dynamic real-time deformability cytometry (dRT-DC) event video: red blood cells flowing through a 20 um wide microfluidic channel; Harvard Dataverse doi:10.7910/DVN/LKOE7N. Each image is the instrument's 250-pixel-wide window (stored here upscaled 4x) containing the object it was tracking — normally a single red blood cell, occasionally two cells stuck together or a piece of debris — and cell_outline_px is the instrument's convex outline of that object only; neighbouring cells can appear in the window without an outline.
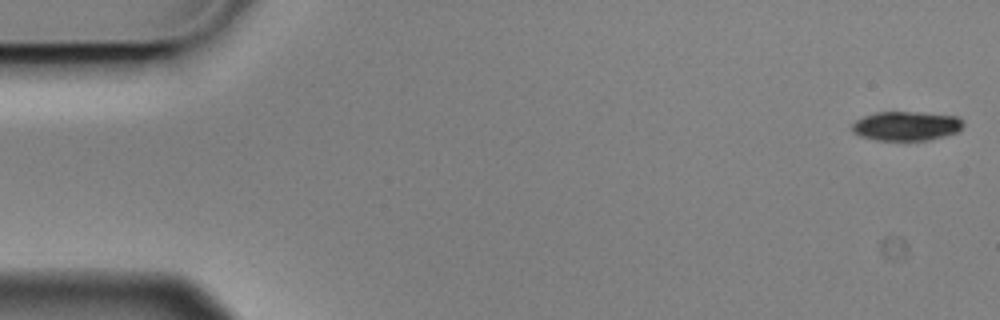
{"species": "Egyptian fruit bat (a non-hibernating species)", "species_latin": "Rousettus aegyptiacus", "temperature_condition": "cold", "stored_images_in_passage": 4, "camera_frame_rate_fps": 3000, "um_per_image_px": 0.085, "animal": {"sex": "male"}, "frame": {"image": 1, "passage_image": 1, "time_ms": 0.0, "image_size_px": [1000, 320], "cell_outline_px": [[964, 124], [960, 132], [928, 140], [876, 140], [860, 136], [852, 132], [852, 124], [856, 120], [864, 116], [876, 112], [920, 112], [960, 116], [964, 120]], "centroid_in_image_um": [77.09, 10.7], "position_along_channel_um": 7.9, "area_um2": 19.25}}